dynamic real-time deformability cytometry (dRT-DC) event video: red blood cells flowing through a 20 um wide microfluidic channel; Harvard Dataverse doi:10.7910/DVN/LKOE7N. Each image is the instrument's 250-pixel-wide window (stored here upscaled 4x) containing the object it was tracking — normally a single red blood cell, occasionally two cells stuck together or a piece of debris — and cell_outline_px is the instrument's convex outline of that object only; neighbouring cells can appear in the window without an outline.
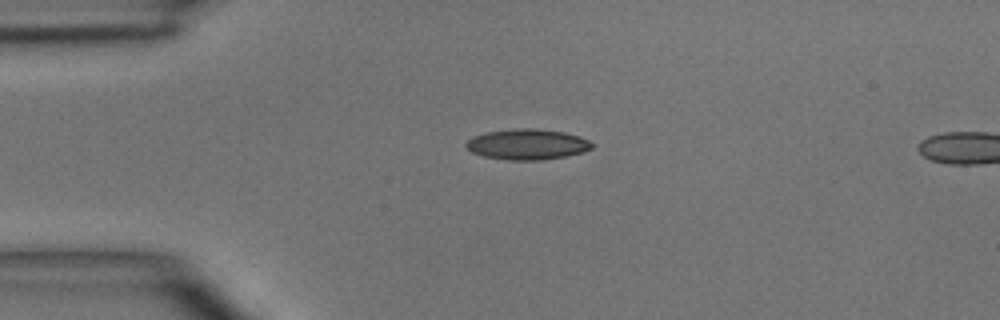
{"species": "common noctule bat (a hibernating species)", "species_latin": "Nyctalus noctula", "temperature_condition": "room temperature", "stored_images_in_passage": 5, "camera_frame_rate_fps": 3000, "um_per_image_px": 0.085, "animal": {"sex": "male", "body_mass_g": 15.6}, "frame": {"image": 1, "passage_image": 1, "time_ms": 0.0, "image_size_px": [1000, 320], "cell_outline_px": [[592, 148], [584, 152], [568, 156], [540, 160], [508, 160], [484, 156], [472, 152], [464, 144], [472, 136], [488, 132], [512, 128], [536, 128], [564, 132], [580, 136], [588, 140], [592, 144]], "centroid_in_image_um": [44.83, 12.26], "position_along_channel_um": 40.2, "area_um2": 22.54}}
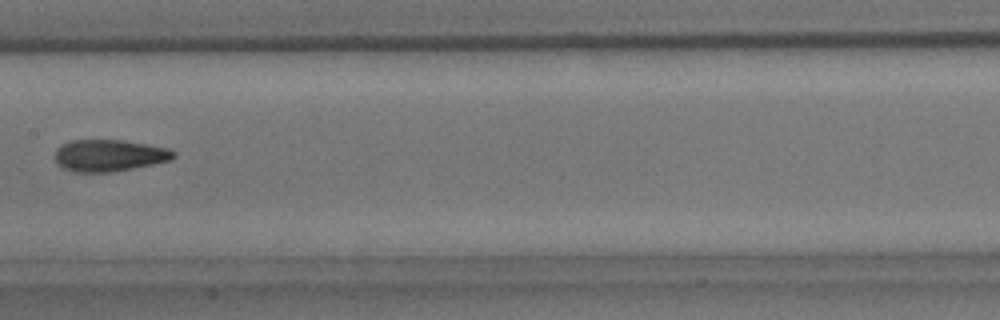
{"frame": {"image": 2, "passage_image": 5, "time_ms": 4.333, "image_size_px": [1000, 320], "cell_outline_px": [[176, 156], [172, 160], [112, 172], [72, 172], [56, 164], [56, 148], [72, 140], [120, 140], [168, 148], [176, 152]], "centroid_in_image_um": [9.28, 13.22], "position_along_channel_um": 198.1, "area_um2": 21.85}}